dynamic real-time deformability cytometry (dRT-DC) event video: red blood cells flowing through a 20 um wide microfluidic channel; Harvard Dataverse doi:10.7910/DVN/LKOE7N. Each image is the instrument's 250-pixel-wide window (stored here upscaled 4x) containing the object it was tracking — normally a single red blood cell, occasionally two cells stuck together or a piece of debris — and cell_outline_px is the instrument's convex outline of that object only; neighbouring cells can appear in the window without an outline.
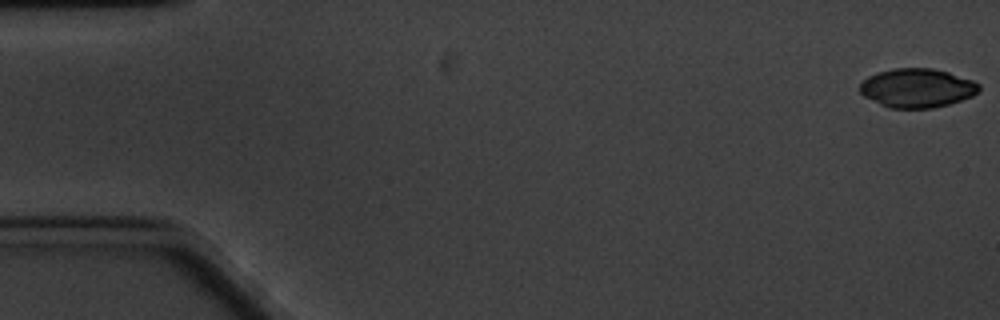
{"species": "common noctule bat (a hibernating species)", "species_latin": "Nyctalus noctula", "temperature_condition": "cold", "stored_images_in_passage": 61, "camera_frame_rate_fps": 3000, "um_per_image_px": 0.085, "animal": {"sex": "male", "body_mass_g": 20.1, "forearm_length_mm": 53.5}, "frame": {"image": 1, "passage_image": 1, "time_ms": 0.0, "image_size_px": [1000, 320], "cell_outline_px": [[980, 92], [972, 96], [948, 104], [932, 108], [888, 108], [864, 96], [860, 92], [860, 84], [868, 76], [876, 72], [892, 68], [932, 68], [948, 72], [972, 80], [980, 84]], "centroid_in_image_um": [77.95, 7.47], "position_along_channel_um": 7.0, "area_um2": 27.11}}